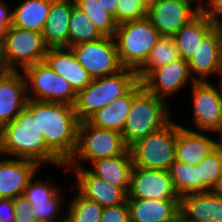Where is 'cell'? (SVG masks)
<instances>
[{
    "label": "cell",
    "instance_id": "6da1fadb",
    "mask_svg": "<svg viewBox=\"0 0 222 222\" xmlns=\"http://www.w3.org/2000/svg\"><path fill=\"white\" fill-rule=\"evenodd\" d=\"M0 153L32 160L39 165L50 162L66 166L47 147L39 131L37 100L28 99L19 115L0 129Z\"/></svg>",
    "mask_w": 222,
    "mask_h": 222
},
{
    "label": "cell",
    "instance_id": "7a4b0ae2",
    "mask_svg": "<svg viewBox=\"0 0 222 222\" xmlns=\"http://www.w3.org/2000/svg\"><path fill=\"white\" fill-rule=\"evenodd\" d=\"M38 126L47 147L63 162L73 156L77 145L79 121L74 106L37 101Z\"/></svg>",
    "mask_w": 222,
    "mask_h": 222
},
{
    "label": "cell",
    "instance_id": "3957f363",
    "mask_svg": "<svg viewBox=\"0 0 222 222\" xmlns=\"http://www.w3.org/2000/svg\"><path fill=\"white\" fill-rule=\"evenodd\" d=\"M165 99L147 91L141 81L133 87V99L122 131L128 147L170 122Z\"/></svg>",
    "mask_w": 222,
    "mask_h": 222
},
{
    "label": "cell",
    "instance_id": "277c9868",
    "mask_svg": "<svg viewBox=\"0 0 222 222\" xmlns=\"http://www.w3.org/2000/svg\"><path fill=\"white\" fill-rule=\"evenodd\" d=\"M138 82L137 71L128 68L110 76L92 79L87 87L77 93L74 111L78 121H86L117 97L126 95Z\"/></svg>",
    "mask_w": 222,
    "mask_h": 222
},
{
    "label": "cell",
    "instance_id": "5b68a950",
    "mask_svg": "<svg viewBox=\"0 0 222 222\" xmlns=\"http://www.w3.org/2000/svg\"><path fill=\"white\" fill-rule=\"evenodd\" d=\"M160 37L157 29L147 18L117 25L114 40L123 68L138 71Z\"/></svg>",
    "mask_w": 222,
    "mask_h": 222
},
{
    "label": "cell",
    "instance_id": "8992f818",
    "mask_svg": "<svg viewBox=\"0 0 222 222\" xmlns=\"http://www.w3.org/2000/svg\"><path fill=\"white\" fill-rule=\"evenodd\" d=\"M180 124L170 121L161 129L136 141L129 147L136 167L169 171L175 162Z\"/></svg>",
    "mask_w": 222,
    "mask_h": 222
},
{
    "label": "cell",
    "instance_id": "52a82bcc",
    "mask_svg": "<svg viewBox=\"0 0 222 222\" xmlns=\"http://www.w3.org/2000/svg\"><path fill=\"white\" fill-rule=\"evenodd\" d=\"M128 149L129 147L121 133L97 128L87 121H81L78 124L76 149L73 156L66 163V169L67 167L80 166L79 158L92 163L99 159L122 155Z\"/></svg>",
    "mask_w": 222,
    "mask_h": 222
},
{
    "label": "cell",
    "instance_id": "ba28073f",
    "mask_svg": "<svg viewBox=\"0 0 222 222\" xmlns=\"http://www.w3.org/2000/svg\"><path fill=\"white\" fill-rule=\"evenodd\" d=\"M23 73L27 92L32 90L33 94H28V99L74 106L77 93L70 83L56 74L45 61L26 67Z\"/></svg>",
    "mask_w": 222,
    "mask_h": 222
},
{
    "label": "cell",
    "instance_id": "9c48e42d",
    "mask_svg": "<svg viewBox=\"0 0 222 222\" xmlns=\"http://www.w3.org/2000/svg\"><path fill=\"white\" fill-rule=\"evenodd\" d=\"M7 66L10 71L22 70L43 62L48 50L42 33L10 26L4 33Z\"/></svg>",
    "mask_w": 222,
    "mask_h": 222
},
{
    "label": "cell",
    "instance_id": "30bf717a",
    "mask_svg": "<svg viewBox=\"0 0 222 222\" xmlns=\"http://www.w3.org/2000/svg\"><path fill=\"white\" fill-rule=\"evenodd\" d=\"M70 48L92 79L110 76L123 69L114 37L103 36L98 40L75 44Z\"/></svg>",
    "mask_w": 222,
    "mask_h": 222
},
{
    "label": "cell",
    "instance_id": "8fae6325",
    "mask_svg": "<svg viewBox=\"0 0 222 222\" xmlns=\"http://www.w3.org/2000/svg\"><path fill=\"white\" fill-rule=\"evenodd\" d=\"M194 0H150L147 19L161 36H174L180 28L199 12V4L193 8Z\"/></svg>",
    "mask_w": 222,
    "mask_h": 222
},
{
    "label": "cell",
    "instance_id": "7c38bea8",
    "mask_svg": "<svg viewBox=\"0 0 222 222\" xmlns=\"http://www.w3.org/2000/svg\"><path fill=\"white\" fill-rule=\"evenodd\" d=\"M195 126L201 131L215 132L222 122V100L219 90L206 81L192 83Z\"/></svg>",
    "mask_w": 222,
    "mask_h": 222
},
{
    "label": "cell",
    "instance_id": "4fadbf2b",
    "mask_svg": "<svg viewBox=\"0 0 222 222\" xmlns=\"http://www.w3.org/2000/svg\"><path fill=\"white\" fill-rule=\"evenodd\" d=\"M128 198L162 200L180 199V196L174 189L169 171L134 166Z\"/></svg>",
    "mask_w": 222,
    "mask_h": 222
},
{
    "label": "cell",
    "instance_id": "5bb4252c",
    "mask_svg": "<svg viewBox=\"0 0 222 222\" xmlns=\"http://www.w3.org/2000/svg\"><path fill=\"white\" fill-rule=\"evenodd\" d=\"M192 78L188 62L179 58L178 60L153 69L142 81V86L159 98H166L175 93Z\"/></svg>",
    "mask_w": 222,
    "mask_h": 222
},
{
    "label": "cell",
    "instance_id": "9a60e30c",
    "mask_svg": "<svg viewBox=\"0 0 222 222\" xmlns=\"http://www.w3.org/2000/svg\"><path fill=\"white\" fill-rule=\"evenodd\" d=\"M69 168H73L75 171L76 189L83 197L95 201L104 208L127 202L128 192L124 188L109 184L93 175L89 169L83 168V166Z\"/></svg>",
    "mask_w": 222,
    "mask_h": 222
},
{
    "label": "cell",
    "instance_id": "2e32d148",
    "mask_svg": "<svg viewBox=\"0 0 222 222\" xmlns=\"http://www.w3.org/2000/svg\"><path fill=\"white\" fill-rule=\"evenodd\" d=\"M187 62L190 74H198L192 75L196 81H206L207 76L222 72V38L216 27L201 40Z\"/></svg>",
    "mask_w": 222,
    "mask_h": 222
},
{
    "label": "cell",
    "instance_id": "e0dca14e",
    "mask_svg": "<svg viewBox=\"0 0 222 222\" xmlns=\"http://www.w3.org/2000/svg\"><path fill=\"white\" fill-rule=\"evenodd\" d=\"M24 74L9 71L0 74V129L13 121L25 108L27 89Z\"/></svg>",
    "mask_w": 222,
    "mask_h": 222
},
{
    "label": "cell",
    "instance_id": "ac0fdd59",
    "mask_svg": "<svg viewBox=\"0 0 222 222\" xmlns=\"http://www.w3.org/2000/svg\"><path fill=\"white\" fill-rule=\"evenodd\" d=\"M39 166L28 159H0V198L14 199L23 194Z\"/></svg>",
    "mask_w": 222,
    "mask_h": 222
},
{
    "label": "cell",
    "instance_id": "d6986e66",
    "mask_svg": "<svg viewBox=\"0 0 222 222\" xmlns=\"http://www.w3.org/2000/svg\"><path fill=\"white\" fill-rule=\"evenodd\" d=\"M179 214L188 222H222V196L210 191L184 194Z\"/></svg>",
    "mask_w": 222,
    "mask_h": 222
},
{
    "label": "cell",
    "instance_id": "ffe728a7",
    "mask_svg": "<svg viewBox=\"0 0 222 222\" xmlns=\"http://www.w3.org/2000/svg\"><path fill=\"white\" fill-rule=\"evenodd\" d=\"M44 61L56 74L68 81L76 93L92 81L71 48H48Z\"/></svg>",
    "mask_w": 222,
    "mask_h": 222
},
{
    "label": "cell",
    "instance_id": "44dd1931",
    "mask_svg": "<svg viewBox=\"0 0 222 222\" xmlns=\"http://www.w3.org/2000/svg\"><path fill=\"white\" fill-rule=\"evenodd\" d=\"M130 222H171L179 214V199L127 198Z\"/></svg>",
    "mask_w": 222,
    "mask_h": 222
},
{
    "label": "cell",
    "instance_id": "7402d4cb",
    "mask_svg": "<svg viewBox=\"0 0 222 222\" xmlns=\"http://www.w3.org/2000/svg\"><path fill=\"white\" fill-rule=\"evenodd\" d=\"M74 0H53L42 32L48 48L68 47L69 22Z\"/></svg>",
    "mask_w": 222,
    "mask_h": 222
},
{
    "label": "cell",
    "instance_id": "603a6c76",
    "mask_svg": "<svg viewBox=\"0 0 222 222\" xmlns=\"http://www.w3.org/2000/svg\"><path fill=\"white\" fill-rule=\"evenodd\" d=\"M215 148L214 139L180 125L176 141L175 161L197 166Z\"/></svg>",
    "mask_w": 222,
    "mask_h": 222
},
{
    "label": "cell",
    "instance_id": "cb8c5ba5",
    "mask_svg": "<svg viewBox=\"0 0 222 222\" xmlns=\"http://www.w3.org/2000/svg\"><path fill=\"white\" fill-rule=\"evenodd\" d=\"M91 164L92 168L89 171L93 175L113 186L124 188L128 192L134 167L129 149L122 155L99 159Z\"/></svg>",
    "mask_w": 222,
    "mask_h": 222
},
{
    "label": "cell",
    "instance_id": "d4e9b609",
    "mask_svg": "<svg viewBox=\"0 0 222 222\" xmlns=\"http://www.w3.org/2000/svg\"><path fill=\"white\" fill-rule=\"evenodd\" d=\"M215 27V21L199 12L173 36L180 58L188 61L195 53L201 40Z\"/></svg>",
    "mask_w": 222,
    "mask_h": 222
},
{
    "label": "cell",
    "instance_id": "484cf974",
    "mask_svg": "<svg viewBox=\"0 0 222 222\" xmlns=\"http://www.w3.org/2000/svg\"><path fill=\"white\" fill-rule=\"evenodd\" d=\"M132 99L133 88L126 95L117 97L110 105L96 111L86 121L94 127L122 133Z\"/></svg>",
    "mask_w": 222,
    "mask_h": 222
},
{
    "label": "cell",
    "instance_id": "4316f807",
    "mask_svg": "<svg viewBox=\"0 0 222 222\" xmlns=\"http://www.w3.org/2000/svg\"><path fill=\"white\" fill-rule=\"evenodd\" d=\"M53 0H24L13 9L12 26L42 33Z\"/></svg>",
    "mask_w": 222,
    "mask_h": 222
},
{
    "label": "cell",
    "instance_id": "83f0119b",
    "mask_svg": "<svg viewBox=\"0 0 222 222\" xmlns=\"http://www.w3.org/2000/svg\"><path fill=\"white\" fill-rule=\"evenodd\" d=\"M180 58L179 49L173 36H161L152 47L148 59L137 71L142 81L153 69L170 64Z\"/></svg>",
    "mask_w": 222,
    "mask_h": 222
},
{
    "label": "cell",
    "instance_id": "f1b7e54d",
    "mask_svg": "<svg viewBox=\"0 0 222 222\" xmlns=\"http://www.w3.org/2000/svg\"><path fill=\"white\" fill-rule=\"evenodd\" d=\"M79 8L92 21L93 25L104 37H114L117 24L98 0H74Z\"/></svg>",
    "mask_w": 222,
    "mask_h": 222
},
{
    "label": "cell",
    "instance_id": "f546056e",
    "mask_svg": "<svg viewBox=\"0 0 222 222\" xmlns=\"http://www.w3.org/2000/svg\"><path fill=\"white\" fill-rule=\"evenodd\" d=\"M102 37L92 21L74 5L69 22L68 48L75 44L95 41Z\"/></svg>",
    "mask_w": 222,
    "mask_h": 222
},
{
    "label": "cell",
    "instance_id": "4dcf8cb0",
    "mask_svg": "<svg viewBox=\"0 0 222 222\" xmlns=\"http://www.w3.org/2000/svg\"><path fill=\"white\" fill-rule=\"evenodd\" d=\"M170 177L179 196L201 192V178L197 166L175 161L169 169Z\"/></svg>",
    "mask_w": 222,
    "mask_h": 222
},
{
    "label": "cell",
    "instance_id": "1f68e13d",
    "mask_svg": "<svg viewBox=\"0 0 222 222\" xmlns=\"http://www.w3.org/2000/svg\"><path fill=\"white\" fill-rule=\"evenodd\" d=\"M104 207L83 197L79 192L69 202L66 222H100Z\"/></svg>",
    "mask_w": 222,
    "mask_h": 222
},
{
    "label": "cell",
    "instance_id": "d6a6232c",
    "mask_svg": "<svg viewBox=\"0 0 222 222\" xmlns=\"http://www.w3.org/2000/svg\"><path fill=\"white\" fill-rule=\"evenodd\" d=\"M199 178H201V192L212 189L216 180L222 173V152L215 148L199 165H197Z\"/></svg>",
    "mask_w": 222,
    "mask_h": 222
},
{
    "label": "cell",
    "instance_id": "836d02e7",
    "mask_svg": "<svg viewBox=\"0 0 222 222\" xmlns=\"http://www.w3.org/2000/svg\"><path fill=\"white\" fill-rule=\"evenodd\" d=\"M147 0H118L116 24L147 18Z\"/></svg>",
    "mask_w": 222,
    "mask_h": 222
},
{
    "label": "cell",
    "instance_id": "e575fe53",
    "mask_svg": "<svg viewBox=\"0 0 222 222\" xmlns=\"http://www.w3.org/2000/svg\"><path fill=\"white\" fill-rule=\"evenodd\" d=\"M61 191H59L52 199L47 200L46 202L41 203H30L34 208V214L38 222H64L65 214L61 217L59 209L61 208ZM58 217V218H57ZM60 219V220H59Z\"/></svg>",
    "mask_w": 222,
    "mask_h": 222
},
{
    "label": "cell",
    "instance_id": "d590c367",
    "mask_svg": "<svg viewBox=\"0 0 222 222\" xmlns=\"http://www.w3.org/2000/svg\"><path fill=\"white\" fill-rule=\"evenodd\" d=\"M34 176L28 182L23 194L30 203H41L52 199L61 189L49 185L41 180L32 181Z\"/></svg>",
    "mask_w": 222,
    "mask_h": 222
},
{
    "label": "cell",
    "instance_id": "8d00e7d4",
    "mask_svg": "<svg viewBox=\"0 0 222 222\" xmlns=\"http://www.w3.org/2000/svg\"><path fill=\"white\" fill-rule=\"evenodd\" d=\"M14 203V222H38L34 214V208L30 202L24 196V194L18 195L13 199Z\"/></svg>",
    "mask_w": 222,
    "mask_h": 222
},
{
    "label": "cell",
    "instance_id": "74e56055",
    "mask_svg": "<svg viewBox=\"0 0 222 222\" xmlns=\"http://www.w3.org/2000/svg\"><path fill=\"white\" fill-rule=\"evenodd\" d=\"M100 222H130L127 202L121 205L105 207Z\"/></svg>",
    "mask_w": 222,
    "mask_h": 222
},
{
    "label": "cell",
    "instance_id": "f35d334b",
    "mask_svg": "<svg viewBox=\"0 0 222 222\" xmlns=\"http://www.w3.org/2000/svg\"><path fill=\"white\" fill-rule=\"evenodd\" d=\"M14 203L13 199L0 198V222H14Z\"/></svg>",
    "mask_w": 222,
    "mask_h": 222
},
{
    "label": "cell",
    "instance_id": "ab89813d",
    "mask_svg": "<svg viewBox=\"0 0 222 222\" xmlns=\"http://www.w3.org/2000/svg\"><path fill=\"white\" fill-rule=\"evenodd\" d=\"M204 4H199L200 12L208 16L211 20L216 21L218 15H222V0H208V6H203Z\"/></svg>",
    "mask_w": 222,
    "mask_h": 222
},
{
    "label": "cell",
    "instance_id": "60d3db41",
    "mask_svg": "<svg viewBox=\"0 0 222 222\" xmlns=\"http://www.w3.org/2000/svg\"><path fill=\"white\" fill-rule=\"evenodd\" d=\"M7 5L0 0V33L3 34L10 26H12L13 12H8Z\"/></svg>",
    "mask_w": 222,
    "mask_h": 222
},
{
    "label": "cell",
    "instance_id": "b9f144b4",
    "mask_svg": "<svg viewBox=\"0 0 222 222\" xmlns=\"http://www.w3.org/2000/svg\"><path fill=\"white\" fill-rule=\"evenodd\" d=\"M5 57L4 35L0 33V74L9 72Z\"/></svg>",
    "mask_w": 222,
    "mask_h": 222
},
{
    "label": "cell",
    "instance_id": "7bdbcfd3",
    "mask_svg": "<svg viewBox=\"0 0 222 222\" xmlns=\"http://www.w3.org/2000/svg\"><path fill=\"white\" fill-rule=\"evenodd\" d=\"M103 8L114 17L115 23H116V9L118 0H98Z\"/></svg>",
    "mask_w": 222,
    "mask_h": 222
},
{
    "label": "cell",
    "instance_id": "ee69618b",
    "mask_svg": "<svg viewBox=\"0 0 222 222\" xmlns=\"http://www.w3.org/2000/svg\"><path fill=\"white\" fill-rule=\"evenodd\" d=\"M210 192L212 194L222 196V173L218 177V179L216 180V182H215L214 186L212 187V189L210 190Z\"/></svg>",
    "mask_w": 222,
    "mask_h": 222
},
{
    "label": "cell",
    "instance_id": "f6af8a7d",
    "mask_svg": "<svg viewBox=\"0 0 222 222\" xmlns=\"http://www.w3.org/2000/svg\"><path fill=\"white\" fill-rule=\"evenodd\" d=\"M215 132H216V133L218 132L219 135H220L218 141L215 140L216 148L220 149L221 152H222V122H221V124L219 125V128H218Z\"/></svg>",
    "mask_w": 222,
    "mask_h": 222
},
{
    "label": "cell",
    "instance_id": "bcb514c9",
    "mask_svg": "<svg viewBox=\"0 0 222 222\" xmlns=\"http://www.w3.org/2000/svg\"><path fill=\"white\" fill-rule=\"evenodd\" d=\"M215 27L219 30L220 36H221V38H222V20L219 21V19H217V20L215 21Z\"/></svg>",
    "mask_w": 222,
    "mask_h": 222
},
{
    "label": "cell",
    "instance_id": "7dc6e473",
    "mask_svg": "<svg viewBox=\"0 0 222 222\" xmlns=\"http://www.w3.org/2000/svg\"><path fill=\"white\" fill-rule=\"evenodd\" d=\"M171 222H188L180 214H178Z\"/></svg>",
    "mask_w": 222,
    "mask_h": 222
},
{
    "label": "cell",
    "instance_id": "c3c4849f",
    "mask_svg": "<svg viewBox=\"0 0 222 222\" xmlns=\"http://www.w3.org/2000/svg\"><path fill=\"white\" fill-rule=\"evenodd\" d=\"M219 76H222V72L220 73V75H219ZM219 83H220V85H219V87H220V88H219L218 90H219L220 97H221V100H222V79L220 80V82H219Z\"/></svg>",
    "mask_w": 222,
    "mask_h": 222
}]
</instances>
